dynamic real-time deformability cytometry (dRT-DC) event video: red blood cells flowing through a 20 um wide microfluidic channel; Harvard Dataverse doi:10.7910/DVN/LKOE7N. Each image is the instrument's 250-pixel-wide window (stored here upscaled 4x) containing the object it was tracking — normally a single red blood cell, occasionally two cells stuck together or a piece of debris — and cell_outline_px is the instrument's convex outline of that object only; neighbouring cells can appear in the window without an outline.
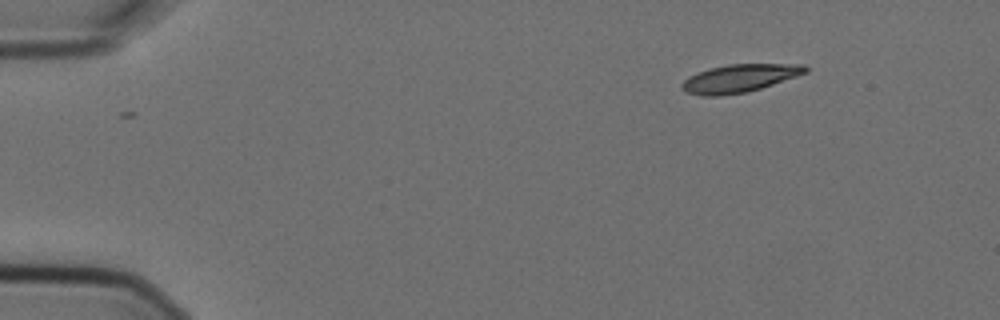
{"species": "Egyptian fruit bat (a non-hibernating species)", "species_latin": "Rousettus aegyptiacus", "temperature_condition": "cold", "stored_images_in_passage": 6, "segment_of_instrument_passage": [2, 2], "camera_frame_rate_fps": 3000, "um_per_image_px": 0.085, "animal": {"sex": "female"}, "frame": {"image": 1, "passage_image": 6, "time_ms": 1.667, "image_size_px": [1000, 320], "cell_outline_px": [[808, 72], [748, 92], [720, 96], [700, 96], [684, 92], [680, 88], [680, 84], [688, 76], [696, 72], [708, 68], [728, 64], [804, 64], [808, 68]], "centroid_in_image_um": [62.78, 6.66], "position_along_channel_um": 22.2, "area_um2": 20.35}}